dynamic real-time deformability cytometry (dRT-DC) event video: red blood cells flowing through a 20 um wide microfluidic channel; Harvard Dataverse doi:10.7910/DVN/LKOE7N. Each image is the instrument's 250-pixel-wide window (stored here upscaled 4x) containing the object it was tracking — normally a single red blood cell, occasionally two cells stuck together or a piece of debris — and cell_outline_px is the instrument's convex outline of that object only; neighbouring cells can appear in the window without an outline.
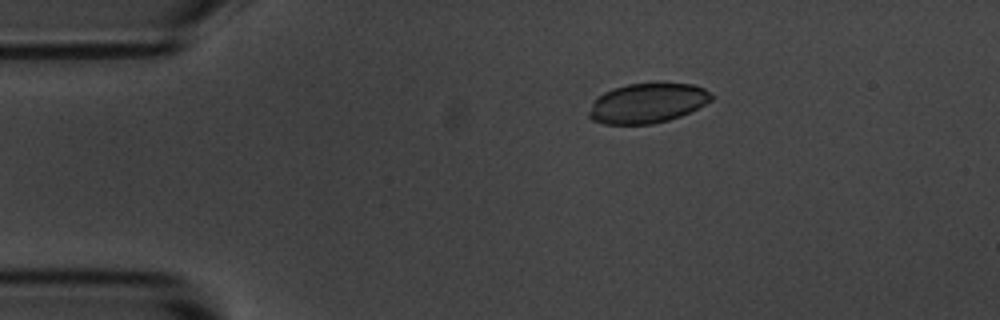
{"species": "common noctule bat (a hibernating species)", "species_latin": "Nyctalus noctula", "temperature_condition": "room temperature", "stored_images_in_passage": 3, "camera_frame_rate_fps": 3000, "um_per_image_px": 0.085, "animal": {"sex": "male", "body_mass_g": 20.1, "forearm_length_mm": 53.5}, "frame": {"image": 1, "passage_image": 1, "time_ms": 0.0, "image_size_px": [1000, 320], "cell_outline_px": [[712, 100], [680, 116], [668, 120], [652, 124], [604, 124], [592, 120], [588, 116], [588, 112], [596, 96], [612, 88], [628, 84], [692, 84], [704, 88], [712, 96]], "centroid_in_image_um": [54.97, 8.78], "position_along_channel_um": 30.0, "area_um2": 28.09}}